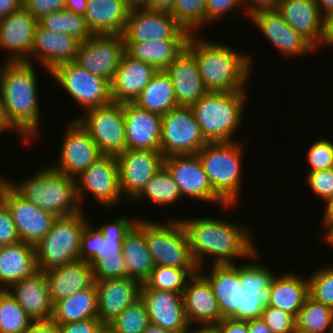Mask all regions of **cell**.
<instances>
[{
    "instance_id": "cell-57",
    "label": "cell",
    "mask_w": 333,
    "mask_h": 333,
    "mask_svg": "<svg viewBox=\"0 0 333 333\" xmlns=\"http://www.w3.org/2000/svg\"><path fill=\"white\" fill-rule=\"evenodd\" d=\"M282 0H242L243 13L247 15V17H251L258 11L262 10H276L278 5ZM246 7V8H245Z\"/></svg>"
},
{
    "instance_id": "cell-15",
    "label": "cell",
    "mask_w": 333,
    "mask_h": 333,
    "mask_svg": "<svg viewBox=\"0 0 333 333\" xmlns=\"http://www.w3.org/2000/svg\"><path fill=\"white\" fill-rule=\"evenodd\" d=\"M163 166L178 184L182 197H191L202 202L217 203L224 209L227 205L212 189L208 175L205 173L197 154L174 155L164 158Z\"/></svg>"
},
{
    "instance_id": "cell-2",
    "label": "cell",
    "mask_w": 333,
    "mask_h": 333,
    "mask_svg": "<svg viewBox=\"0 0 333 333\" xmlns=\"http://www.w3.org/2000/svg\"><path fill=\"white\" fill-rule=\"evenodd\" d=\"M197 35L189 36L186 48L196 59L205 88L212 92L245 91L253 64L250 55Z\"/></svg>"
},
{
    "instance_id": "cell-36",
    "label": "cell",
    "mask_w": 333,
    "mask_h": 333,
    "mask_svg": "<svg viewBox=\"0 0 333 333\" xmlns=\"http://www.w3.org/2000/svg\"><path fill=\"white\" fill-rule=\"evenodd\" d=\"M308 296V277L288 272L275 274L270 282L269 305L287 311L295 318Z\"/></svg>"
},
{
    "instance_id": "cell-13",
    "label": "cell",
    "mask_w": 333,
    "mask_h": 333,
    "mask_svg": "<svg viewBox=\"0 0 333 333\" xmlns=\"http://www.w3.org/2000/svg\"><path fill=\"white\" fill-rule=\"evenodd\" d=\"M3 179H0V200L9 209L20 240L36 246L58 217L25 200Z\"/></svg>"
},
{
    "instance_id": "cell-62",
    "label": "cell",
    "mask_w": 333,
    "mask_h": 333,
    "mask_svg": "<svg viewBox=\"0 0 333 333\" xmlns=\"http://www.w3.org/2000/svg\"><path fill=\"white\" fill-rule=\"evenodd\" d=\"M14 131L15 133L19 134L18 136L21 138V141H29V139L19 130V128L4 114L0 117V135L5 131Z\"/></svg>"
},
{
    "instance_id": "cell-34",
    "label": "cell",
    "mask_w": 333,
    "mask_h": 333,
    "mask_svg": "<svg viewBox=\"0 0 333 333\" xmlns=\"http://www.w3.org/2000/svg\"><path fill=\"white\" fill-rule=\"evenodd\" d=\"M36 271L35 246L22 241L0 246V288L8 290Z\"/></svg>"
},
{
    "instance_id": "cell-28",
    "label": "cell",
    "mask_w": 333,
    "mask_h": 333,
    "mask_svg": "<svg viewBox=\"0 0 333 333\" xmlns=\"http://www.w3.org/2000/svg\"><path fill=\"white\" fill-rule=\"evenodd\" d=\"M156 72L152 65L125 52L110 83L112 101L122 104L134 102Z\"/></svg>"
},
{
    "instance_id": "cell-23",
    "label": "cell",
    "mask_w": 333,
    "mask_h": 333,
    "mask_svg": "<svg viewBox=\"0 0 333 333\" xmlns=\"http://www.w3.org/2000/svg\"><path fill=\"white\" fill-rule=\"evenodd\" d=\"M140 298L148 311L149 322L173 333H185L189 328L182 293L147 288L143 283Z\"/></svg>"
},
{
    "instance_id": "cell-51",
    "label": "cell",
    "mask_w": 333,
    "mask_h": 333,
    "mask_svg": "<svg viewBox=\"0 0 333 333\" xmlns=\"http://www.w3.org/2000/svg\"><path fill=\"white\" fill-rule=\"evenodd\" d=\"M94 280L127 277V269L122 253L101 258L93 265Z\"/></svg>"
},
{
    "instance_id": "cell-35",
    "label": "cell",
    "mask_w": 333,
    "mask_h": 333,
    "mask_svg": "<svg viewBox=\"0 0 333 333\" xmlns=\"http://www.w3.org/2000/svg\"><path fill=\"white\" fill-rule=\"evenodd\" d=\"M237 264L213 265L207 273L199 272L208 280L216 297L223 319L230 318L239 306L240 278Z\"/></svg>"
},
{
    "instance_id": "cell-16",
    "label": "cell",
    "mask_w": 333,
    "mask_h": 333,
    "mask_svg": "<svg viewBox=\"0 0 333 333\" xmlns=\"http://www.w3.org/2000/svg\"><path fill=\"white\" fill-rule=\"evenodd\" d=\"M124 53L122 35H92L80 42L74 62L111 83Z\"/></svg>"
},
{
    "instance_id": "cell-50",
    "label": "cell",
    "mask_w": 333,
    "mask_h": 333,
    "mask_svg": "<svg viewBox=\"0 0 333 333\" xmlns=\"http://www.w3.org/2000/svg\"><path fill=\"white\" fill-rule=\"evenodd\" d=\"M260 318L266 323L272 333H291L296 329L295 317L275 306H265Z\"/></svg>"
},
{
    "instance_id": "cell-31",
    "label": "cell",
    "mask_w": 333,
    "mask_h": 333,
    "mask_svg": "<svg viewBox=\"0 0 333 333\" xmlns=\"http://www.w3.org/2000/svg\"><path fill=\"white\" fill-rule=\"evenodd\" d=\"M52 304L90 288L94 283L93 265L77 260L45 271Z\"/></svg>"
},
{
    "instance_id": "cell-7",
    "label": "cell",
    "mask_w": 333,
    "mask_h": 333,
    "mask_svg": "<svg viewBox=\"0 0 333 333\" xmlns=\"http://www.w3.org/2000/svg\"><path fill=\"white\" fill-rule=\"evenodd\" d=\"M240 141L207 143L198 153L213 191L227 204L239 201L242 178V151Z\"/></svg>"
},
{
    "instance_id": "cell-69",
    "label": "cell",
    "mask_w": 333,
    "mask_h": 333,
    "mask_svg": "<svg viewBox=\"0 0 333 333\" xmlns=\"http://www.w3.org/2000/svg\"><path fill=\"white\" fill-rule=\"evenodd\" d=\"M323 227H325V232L323 234V239H325V243L333 248V223H322Z\"/></svg>"
},
{
    "instance_id": "cell-49",
    "label": "cell",
    "mask_w": 333,
    "mask_h": 333,
    "mask_svg": "<svg viewBox=\"0 0 333 333\" xmlns=\"http://www.w3.org/2000/svg\"><path fill=\"white\" fill-rule=\"evenodd\" d=\"M306 152L307 161L311 166L308 173L333 168V141L330 139H316Z\"/></svg>"
},
{
    "instance_id": "cell-68",
    "label": "cell",
    "mask_w": 333,
    "mask_h": 333,
    "mask_svg": "<svg viewBox=\"0 0 333 333\" xmlns=\"http://www.w3.org/2000/svg\"><path fill=\"white\" fill-rule=\"evenodd\" d=\"M322 223H333V196L325 201Z\"/></svg>"
},
{
    "instance_id": "cell-45",
    "label": "cell",
    "mask_w": 333,
    "mask_h": 333,
    "mask_svg": "<svg viewBox=\"0 0 333 333\" xmlns=\"http://www.w3.org/2000/svg\"><path fill=\"white\" fill-rule=\"evenodd\" d=\"M170 14L190 34H197L206 24V0H175Z\"/></svg>"
},
{
    "instance_id": "cell-39",
    "label": "cell",
    "mask_w": 333,
    "mask_h": 333,
    "mask_svg": "<svg viewBox=\"0 0 333 333\" xmlns=\"http://www.w3.org/2000/svg\"><path fill=\"white\" fill-rule=\"evenodd\" d=\"M98 318L95 283L83 291L53 304L51 321L59 324Z\"/></svg>"
},
{
    "instance_id": "cell-60",
    "label": "cell",
    "mask_w": 333,
    "mask_h": 333,
    "mask_svg": "<svg viewBox=\"0 0 333 333\" xmlns=\"http://www.w3.org/2000/svg\"><path fill=\"white\" fill-rule=\"evenodd\" d=\"M333 47V12L323 17V35L321 46Z\"/></svg>"
},
{
    "instance_id": "cell-59",
    "label": "cell",
    "mask_w": 333,
    "mask_h": 333,
    "mask_svg": "<svg viewBox=\"0 0 333 333\" xmlns=\"http://www.w3.org/2000/svg\"><path fill=\"white\" fill-rule=\"evenodd\" d=\"M21 333H59V327L51 320L48 321H33Z\"/></svg>"
},
{
    "instance_id": "cell-10",
    "label": "cell",
    "mask_w": 333,
    "mask_h": 333,
    "mask_svg": "<svg viewBox=\"0 0 333 333\" xmlns=\"http://www.w3.org/2000/svg\"><path fill=\"white\" fill-rule=\"evenodd\" d=\"M85 115V116H84ZM75 117L97 144L101 154L117 156L126 151L123 104L111 102Z\"/></svg>"
},
{
    "instance_id": "cell-52",
    "label": "cell",
    "mask_w": 333,
    "mask_h": 333,
    "mask_svg": "<svg viewBox=\"0 0 333 333\" xmlns=\"http://www.w3.org/2000/svg\"><path fill=\"white\" fill-rule=\"evenodd\" d=\"M307 186L313 193L327 201L333 196V168L323 171L306 173Z\"/></svg>"
},
{
    "instance_id": "cell-42",
    "label": "cell",
    "mask_w": 333,
    "mask_h": 333,
    "mask_svg": "<svg viewBox=\"0 0 333 333\" xmlns=\"http://www.w3.org/2000/svg\"><path fill=\"white\" fill-rule=\"evenodd\" d=\"M145 197L158 207L159 205L166 207L175 201L182 200L178 184L164 166L148 180L145 187L133 200L141 201V198Z\"/></svg>"
},
{
    "instance_id": "cell-4",
    "label": "cell",
    "mask_w": 333,
    "mask_h": 333,
    "mask_svg": "<svg viewBox=\"0 0 333 333\" xmlns=\"http://www.w3.org/2000/svg\"><path fill=\"white\" fill-rule=\"evenodd\" d=\"M34 173L28 179L17 183L8 179L6 181L25 200L52 212L57 217L74 216L84 212L78 200L75 178L58 172L48 165Z\"/></svg>"
},
{
    "instance_id": "cell-5",
    "label": "cell",
    "mask_w": 333,
    "mask_h": 333,
    "mask_svg": "<svg viewBox=\"0 0 333 333\" xmlns=\"http://www.w3.org/2000/svg\"><path fill=\"white\" fill-rule=\"evenodd\" d=\"M247 93L208 91L191 106L208 143L235 141L234 134L242 122Z\"/></svg>"
},
{
    "instance_id": "cell-67",
    "label": "cell",
    "mask_w": 333,
    "mask_h": 333,
    "mask_svg": "<svg viewBox=\"0 0 333 333\" xmlns=\"http://www.w3.org/2000/svg\"><path fill=\"white\" fill-rule=\"evenodd\" d=\"M320 14L324 17L330 12H333V0H314Z\"/></svg>"
},
{
    "instance_id": "cell-56",
    "label": "cell",
    "mask_w": 333,
    "mask_h": 333,
    "mask_svg": "<svg viewBox=\"0 0 333 333\" xmlns=\"http://www.w3.org/2000/svg\"><path fill=\"white\" fill-rule=\"evenodd\" d=\"M105 325L98 319L59 324V333H100Z\"/></svg>"
},
{
    "instance_id": "cell-14",
    "label": "cell",
    "mask_w": 333,
    "mask_h": 333,
    "mask_svg": "<svg viewBox=\"0 0 333 333\" xmlns=\"http://www.w3.org/2000/svg\"><path fill=\"white\" fill-rule=\"evenodd\" d=\"M121 35L124 43H138L164 39H189L191 34L170 13L135 7L129 11Z\"/></svg>"
},
{
    "instance_id": "cell-3",
    "label": "cell",
    "mask_w": 333,
    "mask_h": 333,
    "mask_svg": "<svg viewBox=\"0 0 333 333\" xmlns=\"http://www.w3.org/2000/svg\"><path fill=\"white\" fill-rule=\"evenodd\" d=\"M32 60L5 61L0 68L2 113L30 140L40 126L37 74ZM34 67V68H33Z\"/></svg>"
},
{
    "instance_id": "cell-61",
    "label": "cell",
    "mask_w": 333,
    "mask_h": 333,
    "mask_svg": "<svg viewBox=\"0 0 333 333\" xmlns=\"http://www.w3.org/2000/svg\"><path fill=\"white\" fill-rule=\"evenodd\" d=\"M175 0H144L142 7L150 11L170 13Z\"/></svg>"
},
{
    "instance_id": "cell-21",
    "label": "cell",
    "mask_w": 333,
    "mask_h": 333,
    "mask_svg": "<svg viewBox=\"0 0 333 333\" xmlns=\"http://www.w3.org/2000/svg\"><path fill=\"white\" fill-rule=\"evenodd\" d=\"M37 25L38 19L23 6L0 19V49L8 52L7 61L30 62Z\"/></svg>"
},
{
    "instance_id": "cell-8",
    "label": "cell",
    "mask_w": 333,
    "mask_h": 333,
    "mask_svg": "<svg viewBox=\"0 0 333 333\" xmlns=\"http://www.w3.org/2000/svg\"><path fill=\"white\" fill-rule=\"evenodd\" d=\"M84 212L58 217L49 232L36 244V264L40 271L80 260L81 237L88 220Z\"/></svg>"
},
{
    "instance_id": "cell-44",
    "label": "cell",
    "mask_w": 333,
    "mask_h": 333,
    "mask_svg": "<svg viewBox=\"0 0 333 333\" xmlns=\"http://www.w3.org/2000/svg\"><path fill=\"white\" fill-rule=\"evenodd\" d=\"M34 320L8 290L0 294V333H21Z\"/></svg>"
},
{
    "instance_id": "cell-18",
    "label": "cell",
    "mask_w": 333,
    "mask_h": 333,
    "mask_svg": "<svg viewBox=\"0 0 333 333\" xmlns=\"http://www.w3.org/2000/svg\"><path fill=\"white\" fill-rule=\"evenodd\" d=\"M274 275L265 265H239V306L230 318L244 321L260 318L265 306L269 305L270 282Z\"/></svg>"
},
{
    "instance_id": "cell-73",
    "label": "cell",
    "mask_w": 333,
    "mask_h": 333,
    "mask_svg": "<svg viewBox=\"0 0 333 333\" xmlns=\"http://www.w3.org/2000/svg\"><path fill=\"white\" fill-rule=\"evenodd\" d=\"M3 115L2 113V106H1V102H0V117Z\"/></svg>"
},
{
    "instance_id": "cell-12",
    "label": "cell",
    "mask_w": 333,
    "mask_h": 333,
    "mask_svg": "<svg viewBox=\"0 0 333 333\" xmlns=\"http://www.w3.org/2000/svg\"><path fill=\"white\" fill-rule=\"evenodd\" d=\"M75 182L82 209L86 192H89L96 202L104 207L119 205V201L123 199L116 156L102 154L75 178Z\"/></svg>"
},
{
    "instance_id": "cell-53",
    "label": "cell",
    "mask_w": 333,
    "mask_h": 333,
    "mask_svg": "<svg viewBox=\"0 0 333 333\" xmlns=\"http://www.w3.org/2000/svg\"><path fill=\"white\" fill-rule=\"evenodd\" d=\"M21 242L12 215L0 200V246Z\"/></svg>"
},
{
    "instance_id": "cell-63",
    "label": "cell",
    "mask_w": 333,
    "mask_h": 333,
    "mask_svg": "<svg viewBox=\"0 0 333 333\" xmlns=\"http://www.w3.org/2000/svg\"><path fill=\"white\" fill-rule=\"evenodd\" d=\"M22 2L23 0H0V19L19 9Z\"/></svg>"
},
{
    "instance_id": "cell-48",
    "label": "cell",
    "mask_w": 333,
    "mask_h": 333,
    "mask_svg": "<svg viewBox=\"0 0 333 333\" xmlns=\"http://www.w3.org/2000/svg\"><path fill=\"white\" fill-rule=\"evenodd\" d=\"M308 294L313 300L333 309V265L314 270L308 277Z\"/></svg>"
},
{
    "instance_id": "cell-72",
    "label": "cell",
    "mask_w": 333,
    "mask_h": 333,
    "mask_svg": "<svg viewBox=\"0 0 333 333\" xmlns=\"http://www.w3.org/2000/svg\"><path fill=\"white\" fill-rule=\"evenodd\" d=\"M100 333H114V332L105 325L103 329L100 331Z\"/></svg>"
},
{
    "instance_id": "cell-55",
    "label": "cell",
    "mask_w": 333,
    "mask_h": 333,
    "mask_svg": "<svg viewBox=\"0 0 333 333\" xmlns=\"http://www.w3.org/2000/svg\"><path fill=\"white\" fill-rule=\"evenodd\" d=\"M242 7V0H206V23H213L230 11Z\"/></svg>"
},
{
    "instance_id": "cell-66",
    "label": "cell",
    "mask_w": 333,
    "mask_h": 333,
    "mask_svg": "<svg viewBox=\"0 0 333 333\" xmlns=\"http://www.w3.org/2000/svg\"><path fill=\"white\" fill-rule=\"evenodd\" d=\"M191 327L193 329L194 326L190 325L185 333H220L217 325H199L194 330Z\"/></svg>"
},
{
    "instance_id": "cell-74",
    "label": "cell",
    "mask_w": 333,
    "mask_h": 333,
    "mask_svg": "<svg viewBox=\"0 0 333 333\" xmlns=\"http://www.w3.org/2000/svg\"><path fill=\"white\" fill-rule=\"evenodd\" d=\"M291 333H302V332H299L297 331L296 329L294 331H292Z\"/></svg>"
},
{
    "instance_id": "cell-30",
    "label": "cell",
    "mask_w": 333,
    "mask_h": 333,
    "mask_svg": "<svg viewBox=\"0 0 333 333\" xmlns=\"http://www.w3.org/2000/svg\"><path fill=\"white\" fill-rule=\"evenodd\" d=\"M8 291L34 321L51 320L53 304L45 272L36 271L13 284Z\"/></svg>"
},
{
    "instance_id": "cell-25",
    "label": "cell",
    "mask_w": 333,
    "mask_h": 333,
    "mask_svg": "<svg viewBox=\"0 0 333 333\" xmlns=\"http://www.w3.org/2000/svg\"><path fill=\"white\" fill-rule=\"evenodd\" d=\"M141 286L140 281L129 277L95 280L98 319L104 325L111 322L140 299Z\"/></svg>"
},
{
    "instance_id": "cell-9",
    "label": "cell",
    "mask_w": 333,
    "mask_h": 333,
    "mask_svg": "<svg viewBox=\"0 0 333 333\" xmlns=\"http://www.w3.org/2000/svg\"><path fill=\"white\" fill-rule=\"evenodd\" d=\"M49 74L83 108V112L113 102L110 82L91 74L74 61L58 65Z\"/></svg>"
},
{
    "instance_id": "cell-46",
    "label": "cell",
    "mask_w": 333,
    "mask_h": 333,
    "mask_svg": "<svg viewBox=\"0 0 333 333\" xmlns=\"http://www.w3.org/2000/svg\"><path fill=\"white\" fill-rule=\"evenodd\" d=\"M191 276L185 269L155 266L143 284L150 289L182 293Z\"/></svg>"
},
{
    "instance_id": "cell-26",
    "label": "cell",
    "mask_w": 333,
    "mask_h": 333,
    "mask_svg": "<svg viewBox=\"0 0 333 333\" xmlns=\"http://www.w3.org/2000/svg\"><path fill=\"white\" fill-rule=\"evenodd\" d=\"M182 297L189 325H216L223 319L212 287L200 272L188 279Z\"/></svg>"
},
{
    "instance_id": "cell-19",
    "label": "cell",
    "mask_w": 333,
    "mask_h": 333,
    "mask_svg": "<svg viewBox=\"0 0 333 333\" xmlns=\"http://www.w3.org/2000/svg\"><path fill=\"white\" fill-rule=\"evenodd\" d=\"M137 219L120 215L112 223L103 224L96 229L88 222L81 237L80 260L94 265L101 258L121 253L124 236L136 224Z\"/></svg>"
},
{
    "instance_id": "cell-27",
    "label": "cell",
    "mask_w": 333,
    "mask_h": 333,
    "mask_svg": "<svg viewBox=\"0 0 333 333\" xmlns=\"http://www.w3.org/2000/svg\"><path fill=\"white\" fill-rule=\"evenodd\" d=\"M80 41L72 35L45 30L39 24L32 42V56L50 73L60 64L75 60Z\"/></svg>"
},
{
    "instance_id": "cell-22",
    "label": "cell",
    "mask_w": 333,
    "mask_h": 333,
    "mask_svg": "<svg viewBox=\"0 0 333 333\" xmlns=\"http://www.w3.org/2000/svg\"><path fill=\"white\" fill-rule=\"evenodd\" d=\"M249 19L284 56L300 57L303 54H314L317 50L284 21L277 9L258 11Z\"/></svg>"
},
{
    "instance_id": "cell-37",
    "label": "cell",
    "mask_w": 333,
    "mask_h": 333,
    "mask_svg": "<svg viewBox=\"0 0 333 333\" xmlns=\"http://www.w3.org/2000/svg\"><path fill=\"white\" fill-rule=\"evenodd\" d=\"M188 39H164L138 43H124L125 52L132 58L165 70L186 48Z\"/></svg>"
},
{
    "instance_id": "cell-43",
    "label": "cell",
    "mask_w": 333,
    "mask_h": 333,
    "mask_svg": "<svg viewBox=\"0 0 333 333\" xmlns=\"http://www.w3.org/2000/svg\"><path fill=\"white\" fill-rule=\"evenodd\" d=\"M38 24L45 30L72 35L78 41L88 40L93 34L89 30L83 15L67 9L51 12L41 17Z\"/></svg>"
},
{
    "instance_id": "cell-47",
    "label": "cell",
    "mask_w": 333,
    "mask_h": 333,
    "mask_svg": "<svg viewBox=\"0 0 333 333\" xmlns=\"http://www.w3.org/2000/svg\"><path fill=\"white\" fill-rule=\"evenodd\" d=\"M149 323L148 311L140 298L106 326L114 333H143Z\"/></svg>"
},
{
    "instance_id": "cell-54",
    "label": "cell",
    "mask_w": 333,
    "mask_h": 333,
    "mask_svg": "<svg viewBox=\"0 0 333 333\" xmlns=\"http://www.w3.org/2000/svg\"><path fill=\"white\" fill-rule=\"evenodd\" d=\"M66 0H23L22 6L38 20L51 12L65 9Z\"/></svg>"
},
{
    "instance_id": "cell-32",
    "label": "cell",
    "mask_w": 333,
    "mask_h": 333,
    "mask_svg": "<svg viewBox=\"0 0 333 333\" xmlns=\"http://www.w3.org/2000/svg\"><path fill=\"white\" fill-rule=\"evenodd\" d=\"M277 11L284 21L316 49L323 35V16L314 0H282Z\"/></svg>"
},
{
    "instance_id": "cell-11",
    "label": "cell",
    "mask_w": 333,
    "mask_h": 333,
    "mask_svg": "<svg viewBox=\"0 0 333 333\" xmlns=\"http://www.w3.org/2000/svg\"><path fill=\"white\" fill-rule=\"evenodd\" d=\"M207 143L191 107L179 106L162 115L160 151L164 158L197 154Z\"/></svg>"
},
{
    "instance_id": "cell-20",
    "label": "cell",
    "mask_w": 333,
    "mask_h": 333,
    "mask_svg": "<svg viewBox=\"0 0 333 333\" xmlns=\"http://www.w3.org/2000/svg\"><path fill=\"white\" fill-rule=\"evenodd\" d=\"M116 158L122 195L131 199L140 193L164 162L161 151L151 150H126Z\"/></svg>"
},
{
    "instance_id": "cell-70",
    "label": "cell",
    "mask_w": 333,
    "mask_h": 333,
    "mask_svg": "<svg viewBox=\"0 0 333 333\" xmlns=\"http://www.w3.org/2000/svg\"><path fill=\"white\" fill-rule=\"evenodd\" d=\"M143 333H173L172 331L166 330L158 325L149 323Z\"/></svg>"
},
{
    "instance_id": "cell-6",
    "label": "cell",
    "mask_w": 333,
    "mask_h": 333,
    "mask_svg": "<svg viewBox=\"0 0 333 333\" xmlns=\"http://www.w3.org/2000/svg\"><path fill=\"white\" fill-rule=\"evenodd\" d=\"M150 221L140 217L135 225L144 233L155 266L181 268L191 275L198 273L199 267L181 221L178 218L168 220L165 224Z\"/></svg>"
},
{
    "instance_id": "cell-1",
    "label": "cell",
    "mask_w": 333,
    "mask_h": 333,
    "mask_svg": "<svg viewBox=\"0 0 333 333\" xmlns=\"http://www.w3.org/2000/svg\"><path fill=\"white\" fill-rule=\"evenodd\" d=\"M195 262L203 268L206 257L213 265L235 264L234 259L259 258L257 246L248 228L220 218H180ZM253 239V240H252Z\"/></svg>"
},
{
    "instance_id": "cell-41",
    "label": "cell",
    "mask_w": 333,
    "mask_h": 333,
    "mask_svg": "<svg viewBox=\"0 0 333 333\" xmlns=\"http://www.w3.org/2000/svg\"><path fill=\"white\" fill-rule=\"evenodd\" d=\"M295 325L302 333H333V309L308 296L295 318Z\"/></svg>"
},
{
    "instance_id": "cell-58",
    "label": "cell",
    "mask_w": 333,
    "mask_h": 333,
    "mask_svg": "<svg viewBox=\"0 0 333 333\" xmlns=\"http://www.w3.org/2000/svg\"><path fill=\"white\" fill-rule=\"evenodd\" d=\"M216 325L220 333H249L248 323L244 320L225 318Z\"/></svg>"
},
{
    "instance_id": "cell-38",
    "label": "cell",
    "mask_w": 333,
    "mask_h": 333,
    "mask_svg": "<svg viewBox=\"0 0 333 333\" xmlns=\"http://www.w3.org/2000/svg\"><path fill=\"white\" fill-rule=\"evenodd\" d=\"M121 253L124 256L127 277L144 283L155 264L148 250L144 233L136 225L124 236Z\"/></svg>"
},
{
    "instance_id": "cell-64",
    "label": "cell",
    "mask_w": 333,
    "mask_h": 333,
    "mask_svg": "<svg viewBox=\"0 0 333 333\" xmlns=\"http://www.w3.org/2000/svg\"><path fill=\"white\" fill-rule=\"evenodd\" d=\"M247 323L249 333H272L261 318L247 320Z\"/></svg>"
},
{
    "instance_id": "cell-29",
    "label": "cell",
    "mask_w": 333,
    "mask_h": 333,
    "mask_svg": "<svg viewBox=\"0 0 333 333\" xmlns=\"http://www.w3.org/2000/svg\"><path fill=\"white\" fill-rule=\"evenodd\" d=\"M165 71L173 84L178 106L191 107L208 92L199 73L196 59L187 48Z\"/></svg>"
},
{
    "instance_id": "cell-71",
    "label": "cell",
    "mask_w": 333,
    "mask_h": 333,
    "mask_svg": "<svg viewBox=\"0 0 333 333\" xmlns=\"http://www.w3.org/2000/svg\"><path fill=\"white\" fill-rule=\"evenodd\" d=\"M130 8L142 7L144 0H123Z\"/></svg>"
},
{
    "instance_id": "cell-65",
    "label": "cell",
    "mask_w": 333,
    "mask_h": 333,
    "mask_svg": "<svg viewBox=\"0 0 333 333\" xmlns=\"http://www.w3.org/2000/svg\"><path fill=\"white\" fill-rule=\"evenodd\" d=\"M87 2L88 0H66L65 9L84 16Z\"/></svg>"
},
{
    "instance_id": "cell-33",
    "label": "cell",
    "mask_w": 333,
    "mask_h": 333,
    "mask_svg": "<svg viewBox=\"0 0 333 333\" xmlns=\"http://www.w3.org/2000/svg\"><path fill=\"white\" fill-rule=\"evenodd\" d=\"M130 9L123 0H88L84 18L93 35H121Z\"/></svg>"
},
{
    "instance_id": "cell-24",
    "label": "cell",
    "mask_w": 333,
    "mask_h": 333,
    "mask_svg": "<svg viewBox=\"0 0 333 333\" xmlns=\"http://www.w3.org/2000/svg\"><path fill=\"white\" fill-rule=\"evenodd\" d=\"M126 150L160 151L162 116L140 108L134 102L123 103Z\"/></svg>"
},
{
    "instance_id": "cell-17",
    "label": "cell",
    "mask_w": 333,
    "mask_h": 333,
    "mask_svg": "<svg viewBox=\"0 0 333 333\" xmlns=\"http://www.w3.org/2000/svg\"><path fill=\"white\" fill-rule=\"evenodd\" d=\"M64 130V139L57 163L49 165L52 169L69 177L76 178L102 154L87 130L77 119L69 120Z\"/></svg>"
},
{
    "instance_id": "cell-40",
    "label": "cell",
    "mask_w": 333,
    "mask_h": 333,
    "mask_svg": "<svg viewBox=\"0 0 333 333\" xmlns=\"http://www.w3.org/2000/svg\"><path fill=\"white\" fill-rule=\"evenodd\" d=\"M134 103L146 111L161 116L179 107L173 84L165 70H159L154 74Z\"/></svg>"
}]
</instances>
